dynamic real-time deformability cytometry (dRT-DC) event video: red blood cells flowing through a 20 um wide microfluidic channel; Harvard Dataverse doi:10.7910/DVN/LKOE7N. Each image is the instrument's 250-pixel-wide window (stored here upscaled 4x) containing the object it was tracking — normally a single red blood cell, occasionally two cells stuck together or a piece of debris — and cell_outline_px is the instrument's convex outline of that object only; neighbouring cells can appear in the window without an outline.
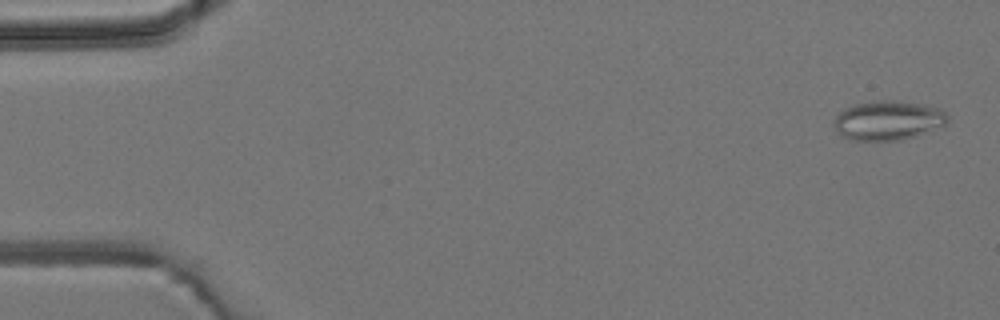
{"species": "common noctule bat (a hibernating species)", "species_latin": "Nyctalus noctula", "temperature_condition": "room temperature", "stored_images_in_passage": 7, "camera_frame_rate_fps": 3000, "um_per_image_px": 0.085, "animal": {"sex": "male", "body_mass_g": 19.2, "forearm_length_mm": 51.8}, "frame": {"image": 1, "passage_image": 1, "time_ms": 0.0, "image_size_px": [1000, 320], "cell_outline_px": [[948, 120], [944, 124], [916, 136], [900, 140], [852, 140], [840, 136], [836, 132], [836, 116], [844, 108], [852, 104], [876, 100], [896, 100], [924, 104], [940, 108], [948, 116]], "centroid_in_image_um": [75.47, 10.22], "position_along_channel_um": 9.5, "area_um2": 26.07}}
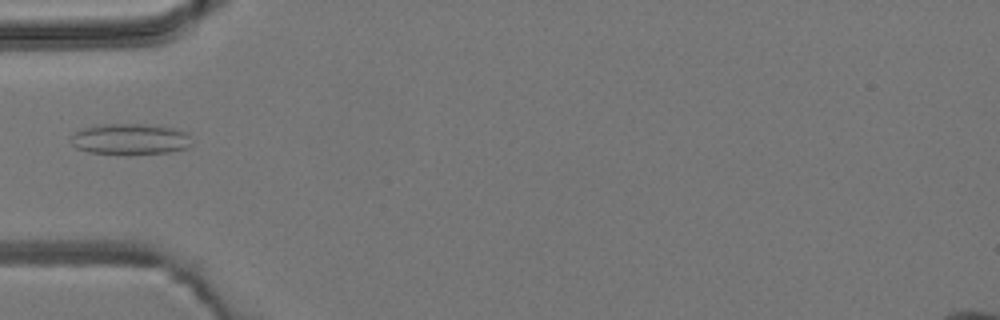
{"frame": {"image": 2, "passage_image": 5, "time_ms": 5.0, "image_size_px": [1000, 320], "cell_outline_px": [[192, 144], [188, 148], [168, 152], [88, 152], [76, 148], [72, 144], [72, 136], [76, 132], [84, 128], [100, 124], [144, 124], [172, 128], [184, 132], [188, 136]], "centroid_in_image_um": [11.06, 11.79], "position_along_channel_um": 73.9, "area_um2": 20.92}}
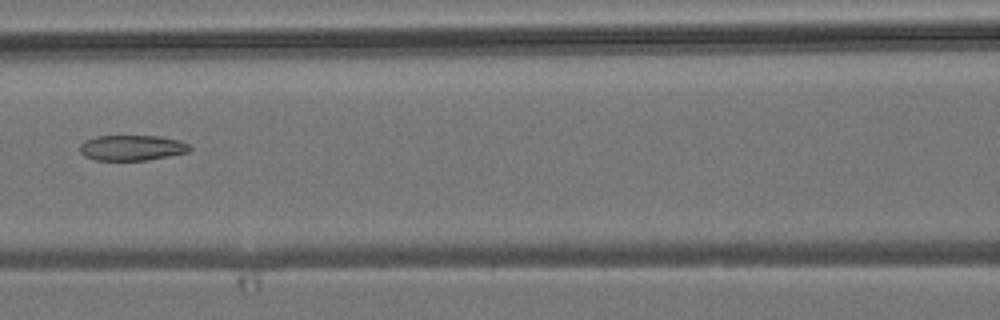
{"frame": {"image": 3, "passage_image": 7, "time_ms": 7.0, "image_size_px": [1000, 320], "cell_outline_px": [[192, 148], [188, 152], [148, 160], [96, 160], [84, 156], [80, 152], [80, 144], [84, 140], [96, 136], [160, 136], [180, 140], [188, 144]], "centroid_in_image_um": [11.21, 12.56], "position_along_channel_um": 155.4, "area_um2": 16.36}}